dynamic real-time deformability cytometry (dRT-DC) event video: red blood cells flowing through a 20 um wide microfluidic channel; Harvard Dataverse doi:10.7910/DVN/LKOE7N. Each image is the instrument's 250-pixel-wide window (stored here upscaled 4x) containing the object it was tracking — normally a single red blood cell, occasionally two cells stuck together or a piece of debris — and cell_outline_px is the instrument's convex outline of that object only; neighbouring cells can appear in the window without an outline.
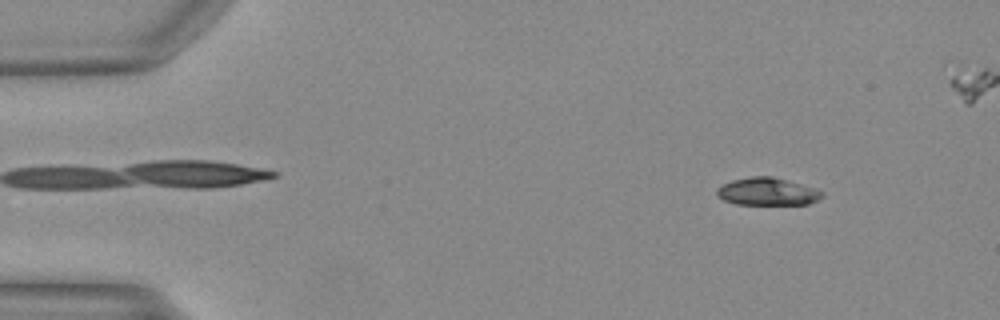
{"species": "Egyptian fruit bat (a non-hibernating species)", "species_latin": "Rousettus aegyptiacus", "temperature_condition": "warm", "stored_images_in_passage": 50, "segment_of_instrument_passage": [1, 2], "camera_frame_rate_fps": 3000, "um_per_image_px": 0.085, "animal": {"sex": "female"}, "frame": {"image": 1, "passage_image": 5, "time_ms": 1.333, "image_size_px": [1000, 320], "cell_outline_px": [[824, 196], [808, 204], [736, 204], [724, 200], [716, 196], [716, 188], [732, 180], [752, 176], [772, 176], [812, 188], [824, 192]], "centroid_in_image_um": [65.18, 16.29], "position_along_channel_um": 19.8, "area_um2": 16.7}}
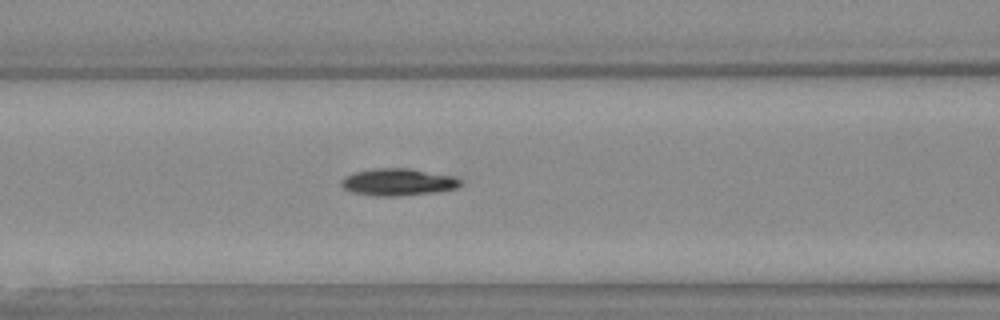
{"frame": {"image": 2, "passage_image": 20, "time_ms": 6.333, "image_size_px": [1000, 320], "cell_outline_px": [[460, 184], [456, 188], [436, 192], [400, 196], [376, 196], [352, 192], [344, 188], [340, 184], [340, 180], [344, 176], [356, 172], [376, 168], [408, 168], [456, 176], [460, 180]], "centroid_in_image_um": [33.82, 15.47], "position_along_channel_um": 132.8, "area_um2": 18.84}}
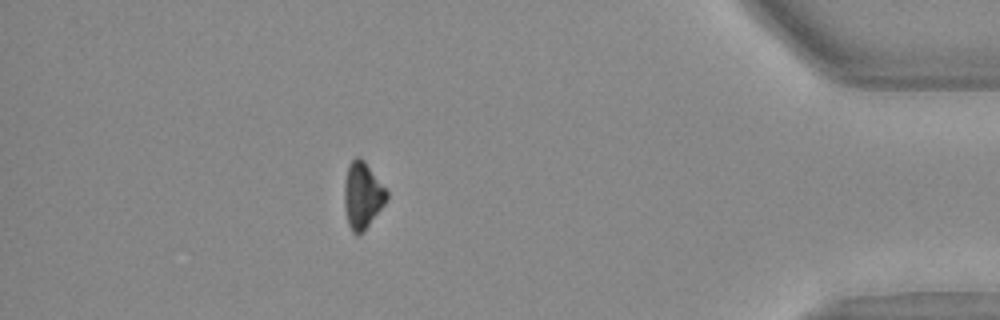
{"frame": {"image": 3, "passage_image": 43, "time_ms": 14.0, "image_size_px": [1000, 320], "cell_outline_px": [[388, 196], [384, 204], [368, 224], [360, 232], [352, 232], [348, 224], [344, 204], [344, 184], [348, 168], [352, 160], [356, 156], [360, 156], [364, 160], [388, 192]], "centroid_in_image_um": [30.79, 16.55], "position_along_channel_um": 404.4, "area_um2": 15.9}}